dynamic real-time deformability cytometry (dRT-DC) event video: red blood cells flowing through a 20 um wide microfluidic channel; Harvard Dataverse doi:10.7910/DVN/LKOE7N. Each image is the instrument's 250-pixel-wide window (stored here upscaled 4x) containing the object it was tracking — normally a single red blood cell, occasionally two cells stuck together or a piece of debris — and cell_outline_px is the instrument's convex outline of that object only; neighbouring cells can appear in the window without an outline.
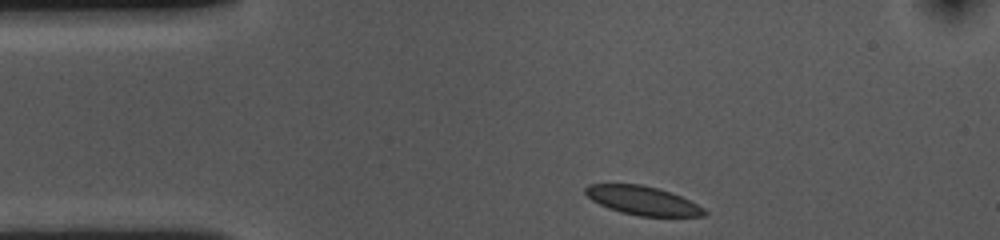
{"species": "common noctule bat (a hibernating species)", "species_latin": "Nyctalus noctula", "temperature_condition": "cold", "stored_images_in_passage": 35, "camera_frame_rate_fps": 3000, "um_per_image_px": 0.085, "animal": {"sex": "female", "body_mass_g": 10.0, "forearm_length_mm": 53.1}, "frame": {"image": 1, "passage_image": 1, "time_ms": 0.0, "image_size_px": [1000, 240], "cell_outline_px": [[708, 212], [704, 216], [640, 216], [620, 212], [608, 208], [592, 200], [584, 192], [584, 188], [588, 184], [640, 184], [656, 188], [680, 196], [704, 208]], "centroid_in_image_um": [54.6, 17.05], "position_along_channel_um": 30.4, "area_um2": 19.71}}
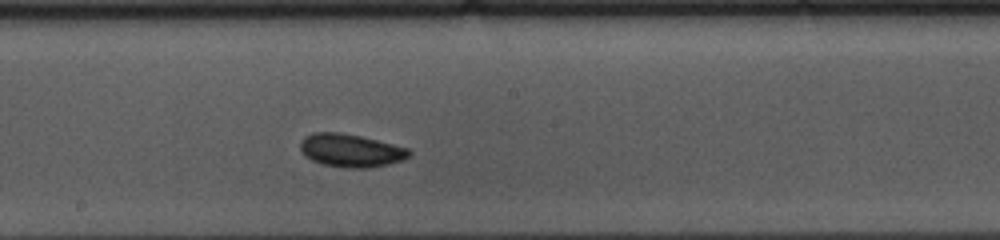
{"frame": {"image": 2, "passage_image": 20, "time_ms": 6.333, "image_size_px": [1000, 240], "cell_outline_px": [[412, 152], [404, 160], [388, 164], [368, 168], [344, 168], [324, 164], [312, 160], [300, 152], [300, 140], [304, 136], [312, 132], [340, 132], [360, 136], [408, 148]], "centroid_in_image_um": [29.78, 12.79], "position_along_channel_um": 218.4, "area_um2": 21.04}}
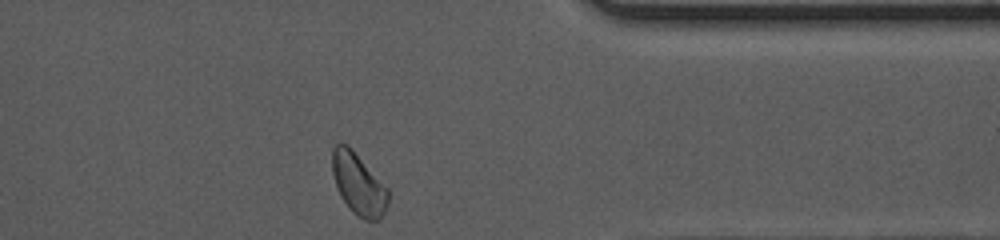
{"frame": {"image": 3, "passage_image": 35, "time_ms": 11.333, "image_size_px": [1000, 240], "cell_outline_px": [[388, 204], [380, 220], [368, 220], [356, 216], [352, 212], [340, 196], [332, 172], [332, 148], [340, 140], [348, 144], [352, 148], [388, 188]], "centroid_in_image_um": [30.46, 15.61], "position_along_channel_um": 380.9, "area_um2": 20.29}, "authors_computed_cell_mechanics": {"area_um2": 20.2878, "velocity_mm_per_s": 3.5539, "shape_relaxation_time_tau1_ms": null, "shape_relaxation_time_tau2_ms": 2.5001, "deformation_change_tau1": null, "deformation_change_tau2": 0.0484}}